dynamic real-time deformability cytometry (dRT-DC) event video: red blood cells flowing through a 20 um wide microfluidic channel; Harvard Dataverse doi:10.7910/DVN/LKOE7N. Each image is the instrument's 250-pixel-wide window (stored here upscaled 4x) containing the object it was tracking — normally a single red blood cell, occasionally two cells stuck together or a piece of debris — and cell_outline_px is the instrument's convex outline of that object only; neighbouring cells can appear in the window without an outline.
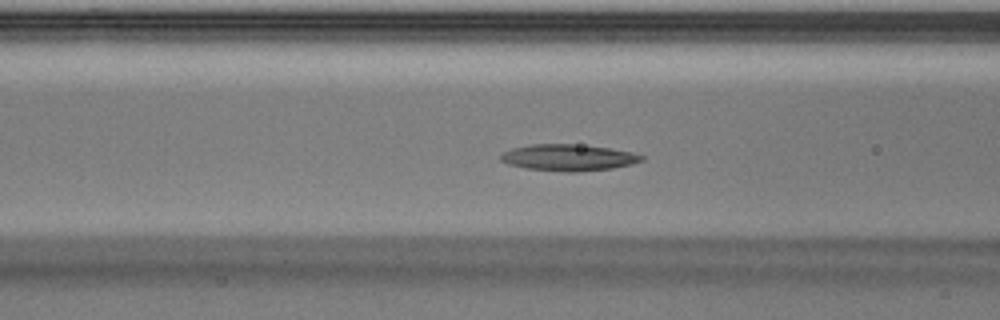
{"species": "Egyptian fruit bat (a non-hibernating species)", "species_latin": "Rousettus aegyptiacus", "temperature_condition": "warm", "stored_images_in_passage": 42, "camera_frame_rate_fps": 3000, "um_per_image_px": 0.085, "animal": {"sex": "male"}, "frame": {"image": 1, "passage_image": 16, "time_ms": 5.0, "image_size_px": [1000, 320], "cell_outline_px": [[644, 160], [632, 164], [612, 168], [576, 172], [568, 172], [524, 168], [508, 164], [500, 160], [500, 156], [504, 152], [512, 148], [528, 144], [572, 144], [608, 148], [632, 152], [644, 156]], "centroid_in_image_um": [48.3, 13.39], "position_along_channel_um": 118.3, "area_um2": 21.68}}
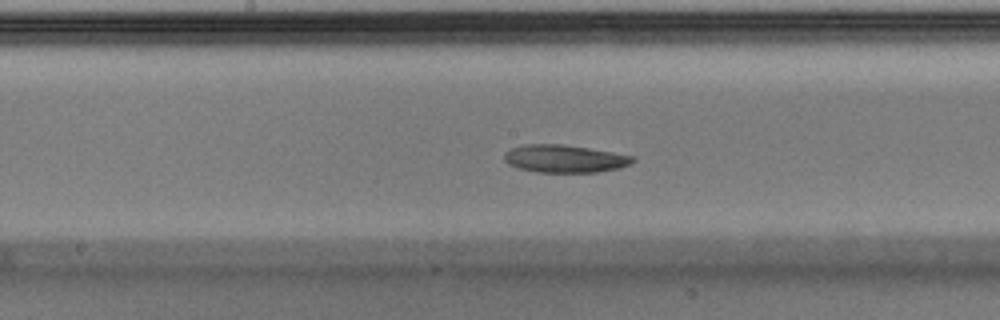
{"frame": {"image": 2, "passage_image": 21, "time_ms": 6.667, "image_size_px": [1000, 320], "cell_outline_px": [[636, 160], [620, 168], [596, 172], [536, 172], [520, 168], [508, 164], [504, 160], [504, 152], [512, 148], [528, 144], [560, 144], [588, 148], [636, 156]], "centroid_in_image_um": [48.0, 13.49], "position_along_channel_um": 200.2, "area_um2": 20.63}}
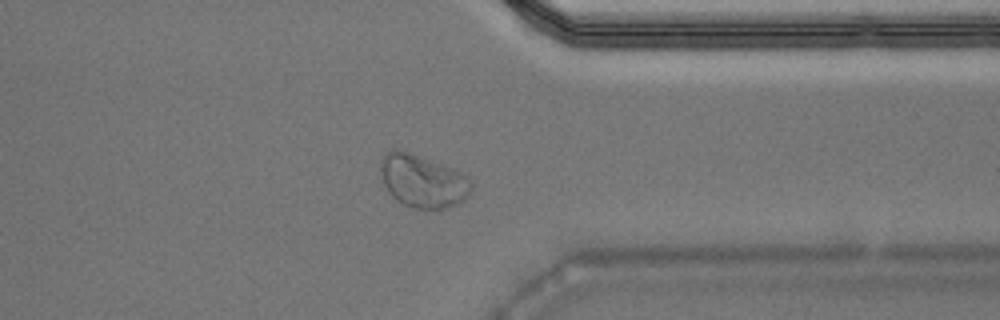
{"frame": {"image": 3, "passage_image": 32, "time_ms": 10.333, "image_size_px": [1000, 320], "cell_outline_px": [[472, 188], [468, 196], [464, 200], [456, 204], [444, 208], [416, 208], [404, 204], [396, 200], [388, 192], [384, 184], [380, 172], [380, 160], [384, 152], [392, 148], [400, 148], [452, 168], [468, 176], [472, 184]], "centroid_in_image_um": [35.89, 15.35], "position_along_channel_um": 375.5, "area_um2": 28.15}}